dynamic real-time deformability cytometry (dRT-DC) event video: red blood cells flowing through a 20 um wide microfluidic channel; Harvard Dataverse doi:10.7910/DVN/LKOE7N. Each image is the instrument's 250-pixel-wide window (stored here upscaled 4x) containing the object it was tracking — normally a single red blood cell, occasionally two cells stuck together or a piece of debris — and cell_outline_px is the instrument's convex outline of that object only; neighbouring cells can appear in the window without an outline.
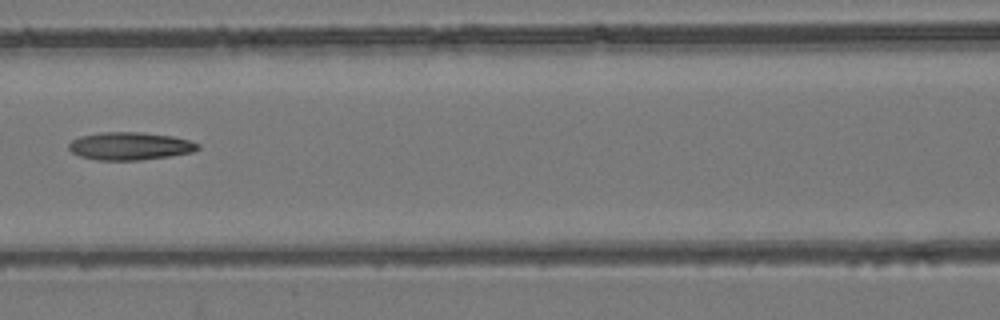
{"species": "common noctule bat (a hibernating species)", "species_latin": "Nyctalus noctula", "temperature_condition": "room temperature", "stored_images_in_passage": 7, "camera_frame_rate_fps": 3000, "um_per_image_px": 0.085, "animal": {"sex": "female", "body_mass_g": 24.6, "forearm_length_mm": 56.2}, "frame": {"image": 1, "passage_image": 7, "time_ms": 7.0, "image_size_px": [1000, 320], "cell_outline_px": [[200, 148], [192, 152], [168, 156], [140, 160], [96, 160], [80, 156], [72, 152], [68, 148], [68, 144], [72, 140], [80, 136], [100, 132], [140, 132], [172, 136], [188, 140], [200, 144]], "centroid_in_image_um": [11.02, 12.41], "position_along_channel_um": 155.6, "area_um2": 20.87}}